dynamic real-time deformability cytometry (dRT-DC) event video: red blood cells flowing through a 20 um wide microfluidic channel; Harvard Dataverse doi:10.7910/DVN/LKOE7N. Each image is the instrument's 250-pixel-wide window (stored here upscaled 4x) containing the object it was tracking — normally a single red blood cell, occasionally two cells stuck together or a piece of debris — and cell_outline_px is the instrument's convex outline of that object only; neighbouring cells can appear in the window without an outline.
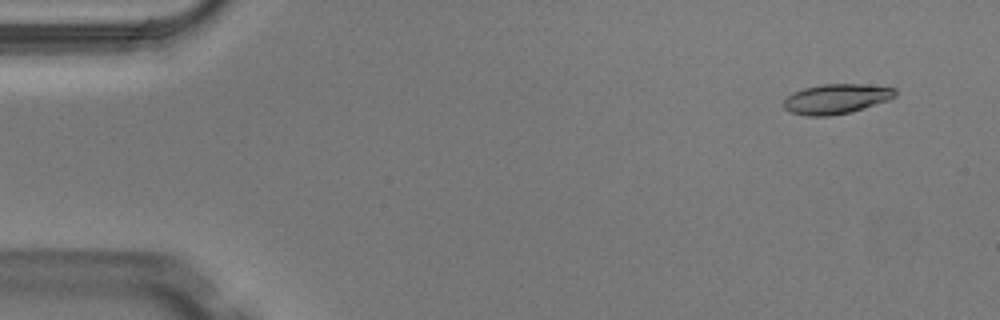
{"species": "Egyptian fruit bat (a non-hibernating species)", "species_latin": "Rousettus aegyptiacus", "temperature_condition": "warm", "stored_images_in_passage": 5, "camera_frame_rate_fps": 3000, "um_per_image_px": 0.085, "animal": {"sex": "male"}, "frame": {"image": 1, "passage_image": 2, "time_ms": 0.333, "image_size_px": [1000, 320], "cell_outline_px": [[896, 96], [888, 100], [852, 112], [828, 116], [808, 116], [792, 112], [784, 108], [784, 100], [792, 92], [804, 88], [824, 84], [860, 84], [896, 88]], "centroid_in_image_um": [71.09, 8.4], "position_along_channel_um": 13.9, "area_um2": 19.31}}
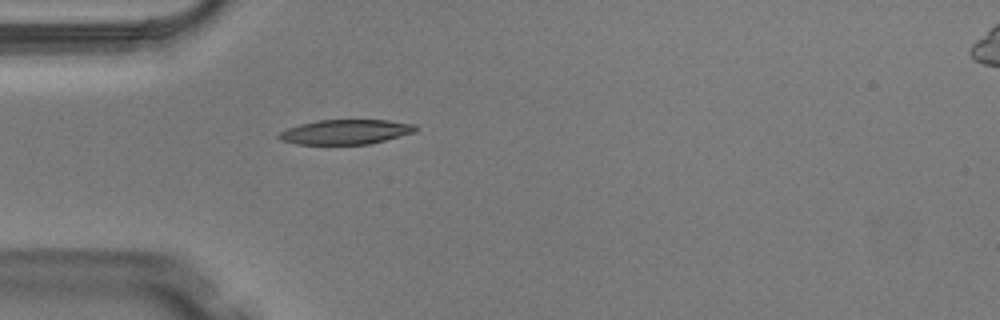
{"frame": {"image": 2, "passage_image": 5, "time_ms": 1.333, "image_size_px": [1000, 320], "cell_outline_px": [[416, 132], [368, 144], [296, 144], [280, 140], [276, 136], [280, 132], [288, 128], [300, 124], [316, 120], [388, 120], [416, 124]], "centroid_in_image_um": [29.36, 11.21], "position_along_channel_um": 55.6, "area_um2": 19.65}}